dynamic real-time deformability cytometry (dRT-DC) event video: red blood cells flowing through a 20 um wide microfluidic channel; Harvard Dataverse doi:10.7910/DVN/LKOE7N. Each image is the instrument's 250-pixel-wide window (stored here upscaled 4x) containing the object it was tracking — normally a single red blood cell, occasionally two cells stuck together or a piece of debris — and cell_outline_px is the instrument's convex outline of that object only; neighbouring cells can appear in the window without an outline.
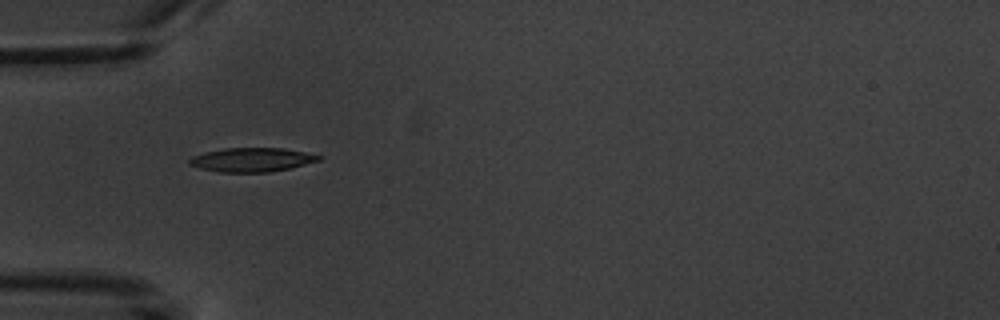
{"species": "common noctule bat (a hibernating species)", "species_latin": "Nyctalus noctula", "temperature_condition": "warm", "stored_images_in_passage": 2, "camera_frame_rate_fps": 3000, "um_per_image_px": 0.085, "animal": {"sex": "male", "body_mass_g": 20.1, "forearm_length_mm": 53.5}, "frame": {"image": 1, "passage_image": 1, "time_ms": 0.0, "image_size_px": [1000, 320], "cell_outline_px": [[320, 160], [272, 172], [220, 172], [200, 168], [188, 164], [188, 160], [192, 156], [204, 152], [224, 148], [284, 148], [304, 152], [320, 156]], "centroid_in_image_um": [21.35, 13.57], "position_along_channel_um": 63.7, "area_um2": 17.92}}
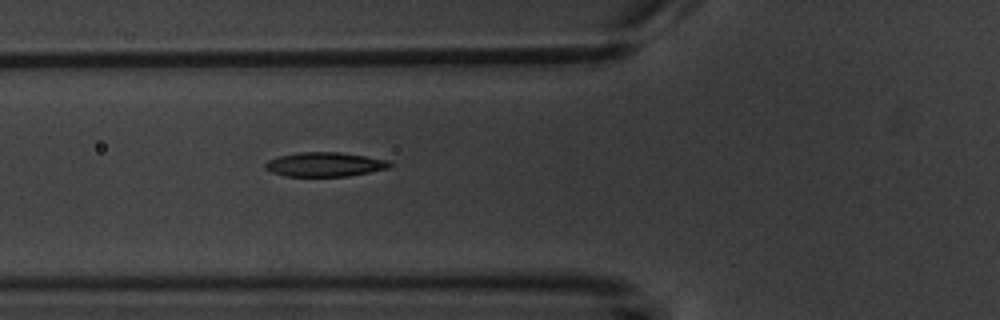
{"frame": {"image": 2, "passage_image": 2, "time_ms": 1.0, "image_size_px": [1000, 320], "cell_outline_px": [[392, 164], [388, 168], [348, 176], [284, 176], [272, 172], [264, 168], [264, 164], [268, 160], [280, 156], [296, 152], [340, 152], [388, 160]], "centroid_in_image_um": [27.57, 13.97], "position_along_channel_um": 98.2, "area_um2": 17.51}}